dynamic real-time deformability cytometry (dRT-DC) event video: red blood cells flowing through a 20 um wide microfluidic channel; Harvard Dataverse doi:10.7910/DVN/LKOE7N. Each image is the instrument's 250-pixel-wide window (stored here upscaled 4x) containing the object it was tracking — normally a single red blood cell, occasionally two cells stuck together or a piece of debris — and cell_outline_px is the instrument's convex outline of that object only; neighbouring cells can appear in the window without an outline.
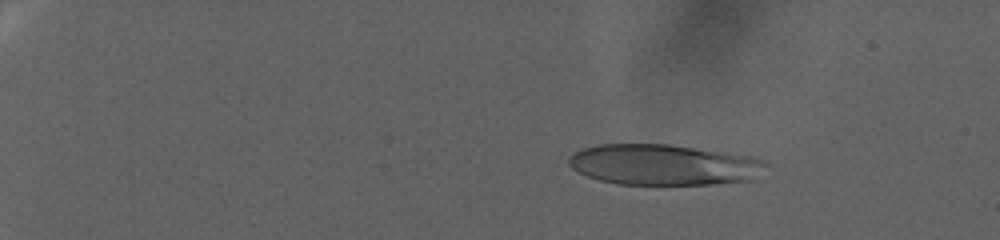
{"species": "human", "species_latin": "Homo sapiens", "temperature_condition": "warm", "stored_images_in_passage": 90, "camera_frame_rate_fps": 3000, "um_per_image_px": 0.085, "donor": {"sex": "female"}, "frame": {"image": 1, "passage_image": 17, "time_ms": 5.333, "image_size_px": [1000, 240], "cell_outline_px": [[768, 164], [752, 180], [716, 184], [620, 184], [600, 180], [588, 176], [572, 168], [568, 164], [568, 160], [576, 152], [584, 148], [600, 144], [668, 144], [748, 156], [764, 160]], "centroid_in_image_um": [56.41, 14.0], "position_along_channel_um": 28.6, "area_um2": 46.3}}
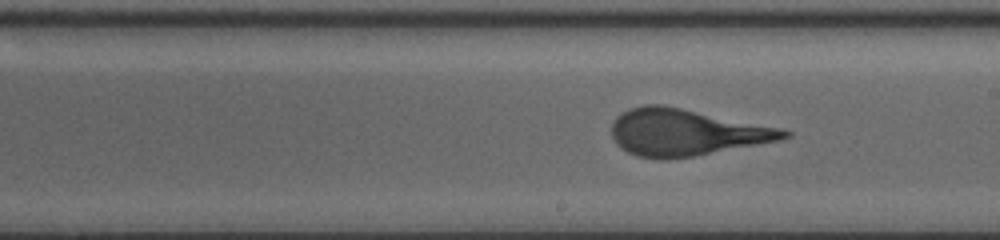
{"frame": {"image": 2, "passage_image": 58, "time_ms": 19.0, "image_size_px": [1000, 240], "cell_outline_px": [[792, 136], [780, 140], [692, 156], [664, 160], [636, 156], [620, 148], [616, 144], [612, 136], [612, 124], [616, 116], [632, 108], [644, 104], [664, 104], [780, 128], [792, 132]], "centroid_in_image_um": [58.27, 11.25], "position_along_channel_um": 230.7, "area_um2": 46.7}}
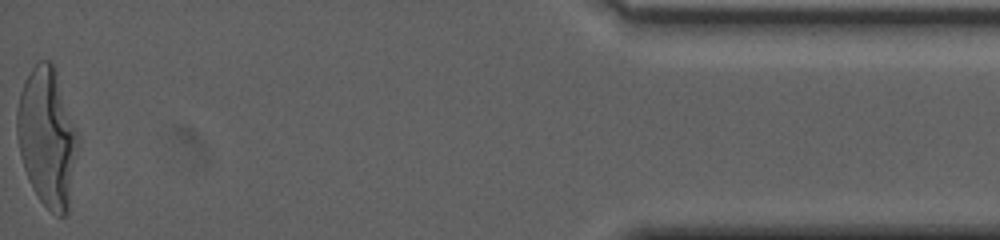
{"frame": {"image": 3, "passage_image": 90, "time_ms": 29.667, "image_size_px": [1000, 240], "cell_outline_px": [[76, 136], [68, 212], [64, 216], [60, 216], [52, 212], [40, 200], [32, 188], [24, 168], [20, 152], [16, 132], [16, 112], [20, 92], [32, 68], [40, 60], [52, 60], [56, 72]], "centroid_in_image_um": [3.94, 11.67], "position_along_channel_um": 431.3, "area_um2": 47.22}}